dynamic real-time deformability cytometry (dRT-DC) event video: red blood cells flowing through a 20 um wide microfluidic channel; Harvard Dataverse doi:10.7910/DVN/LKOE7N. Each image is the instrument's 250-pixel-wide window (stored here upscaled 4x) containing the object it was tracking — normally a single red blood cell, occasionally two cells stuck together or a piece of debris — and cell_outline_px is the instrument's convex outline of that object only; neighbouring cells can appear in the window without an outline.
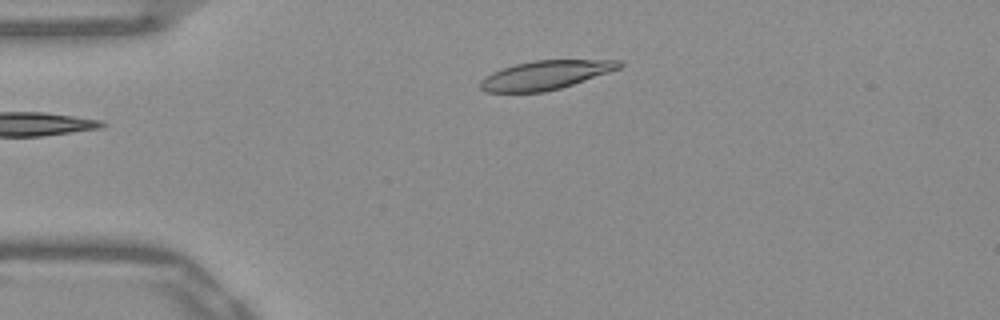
{"species": "Egyptian fruit bat (a non-hibernating species)", "species_latin": "Rousettus aegyptiacus", "temperature_condition": "warm", "stored_images_in_passage": 36, "camera_frame_rate_fps": 3000, "um_per_image_px": 0.085, "frame": {"image": 1, "passage_image": 1, "time_ms": 0.0, "image_size_px": [1000, 320], "cell_outline_px": [[624, 64], [620, 68], [560, 88], [544, 92], [484, 92], [480, 88], [480, 80], [484, 76], [492, 72], [516, 64], [532, 60], [620, 60]], "centroid_in_image_um": [46.32, 6.38], "position_along_channel_um": 38.7, "area_um2": 23.18}}
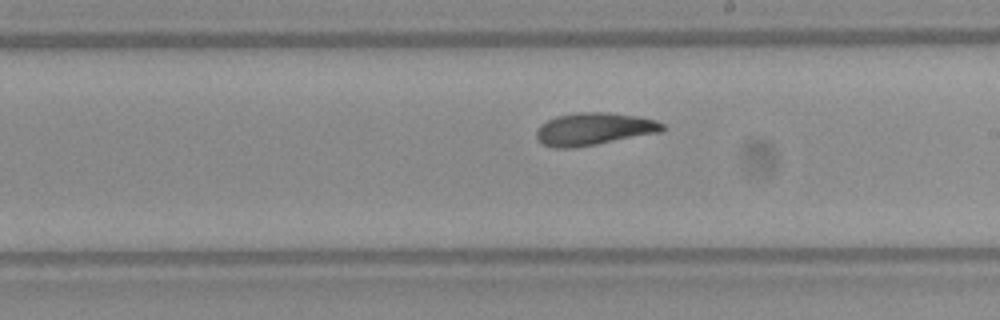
{"frame": {"image": 2, "passage_image": 19, "time_ms": 6.0, "image_size_px": [1000, 320], "cell_outline_px": [[664, 128], [660, 132], [596, 144], [572, 148], [556, 148], [544, 144], [536, 140], [536, 128], [540, 124], [556, 116], [580, 112], [604, 112], [636, 116], [656, 120], [664, 124]], "centroid_in_image_um": [50.43, 10.96], "position_along_channel_um": 238.6, "area_um2": 23.7}}
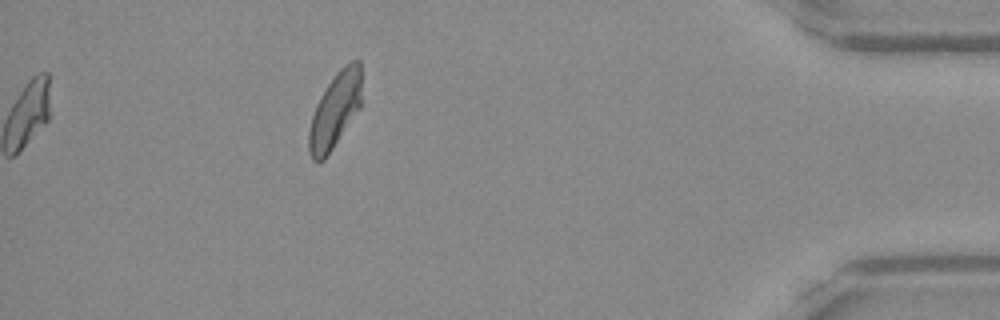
{"frame": {"image": 3, "passage_image": 36, "time_ms": 11.667, "image_size_px": [1000, 320], "cell_outline_px": [[360, 108], [324, 160], [312, 160], [308, 148], [308, 132], [312, 116], [316, 104], [320, 96], [336, 72], [344, 64], [352, 60], [360, 60]], "centroid_in_image_um": [28.46, 9.37], "position_along_channel_um": 406.7, "area_um2": 22.83}, "authors_computed_cell_mechanics": {"area_um2": 23.3223, "velocity_mm_per_s": 3.8645, "shape_relaxation_time_tau1_ms": 8.7777, "shape_relaxation_time_tau2_ms": 2.2639, "deformation_change_tau1": 0.2042, "deformation_change_tau2": 0.0789}}